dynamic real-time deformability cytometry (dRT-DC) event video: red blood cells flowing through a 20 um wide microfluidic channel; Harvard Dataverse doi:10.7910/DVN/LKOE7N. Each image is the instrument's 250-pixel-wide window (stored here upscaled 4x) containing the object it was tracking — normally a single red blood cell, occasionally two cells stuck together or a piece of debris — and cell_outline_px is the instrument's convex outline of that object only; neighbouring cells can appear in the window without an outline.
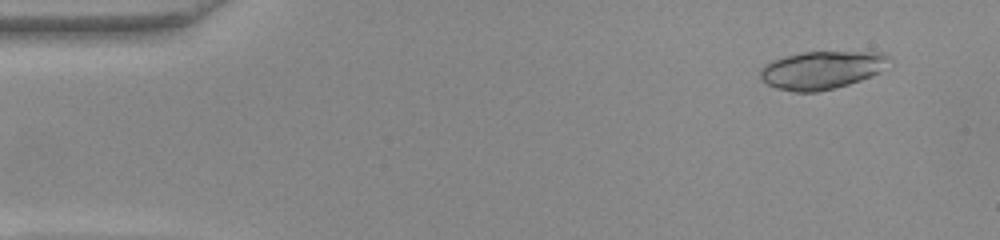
{"species": "common noctule bat (a hibernating species)", "species_latin": "Nyctalus noctula", "temperature_condition": "warm", "stored_images_in_passage": 10, "camera_frame_rate_fps": 3000, "um_per_image_px": 0.085, "animal": {"sex": "female", "body_mass_g": 22.0, "forearm_length_mm": 56.7}, "frame": {"image": 1, "passage_image": 1, "time_ms": 0.0, "image_size_px": [1000, 240], "cell_outline_px": [[892, 60], [880, 72], [860, 80], [848, 84], [816, 92], [792, 92], [776, 88], [768, 84], [760, 76], [760, 72], [764, 64], [772, 60], [784, 56], [804, 52], [884, 52], [892, 56]], "centroid_in_image_um": [69.88, 5.94], "position_along_channel_um": 15.1, "area_um2": 28.55}}